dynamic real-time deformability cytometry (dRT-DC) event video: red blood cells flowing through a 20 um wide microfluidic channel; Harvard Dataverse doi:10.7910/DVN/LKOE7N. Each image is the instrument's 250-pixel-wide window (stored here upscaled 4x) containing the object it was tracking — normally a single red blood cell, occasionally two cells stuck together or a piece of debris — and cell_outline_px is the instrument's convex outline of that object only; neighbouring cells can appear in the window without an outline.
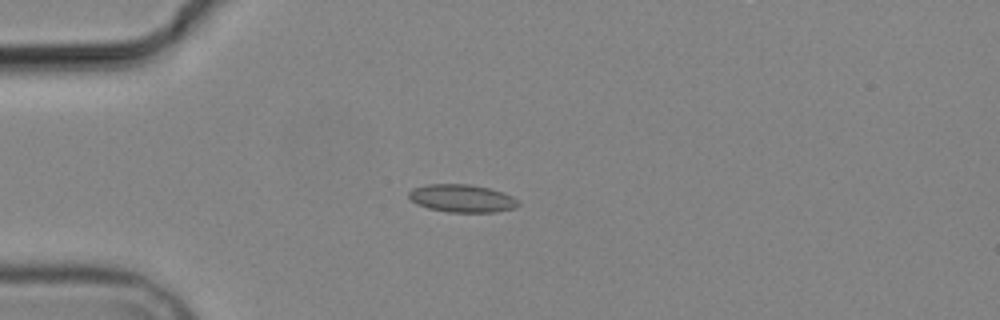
{"species": "common noctule bat (a hibernating species)", "species_latin": "Nyctalus noctula", "temperature_condition": "cold", "stored_images_in_passage": 9, "camera_frame_rate_fps": 3000, "um_per_image_px": 0.085, "animal": {"sex": "male", "body_mass_g": 19.2, "forearm_length_mm": 51.8}, "frame": {"image": 1, "passage_image": 4, "time_ms": 3.667, "image_size_px": [1000, 320], "cell_outline_px": [[520, 204], [516, 208], [496, 212], [448, 212], [428, 208], [416, 204], [408, 196], [408, 192], [412, 188], [428, 184], [468, 184], [488, 188], [504, 192], [512, 196]], "centroid_in_image_um": [39.26, 16.86], "position_along_channel_um": 45.7, "area_um2": 17.8}}
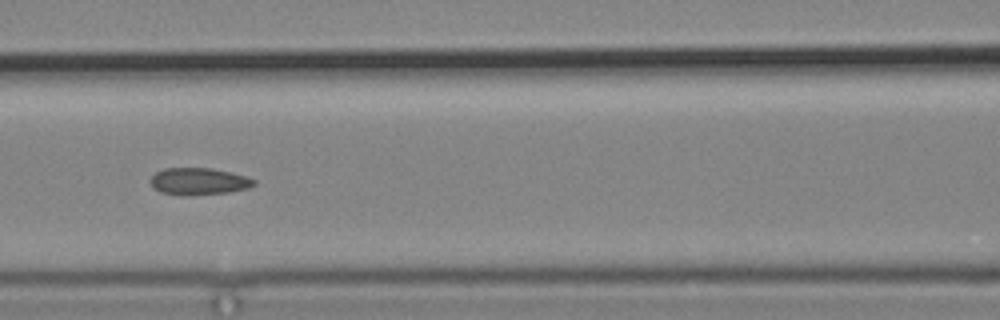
{"frame": {"image": 2, "passage_image": 7, "time_ms": 7.0, "image_size_px": [1000, 320], "cell_outline_px": [[256, 184], [248, 188], [228, 192], [188, 196], [184, 196], [160, 192], [152, 188], [148, 180], [156, 172], [164, 168], [212, 168], [232, 172], [248, 176], [256, 180]], "centroid_in_image_um": [16.88, 15.42], "position_along_channel_um": 149.7, "area_um2": 16.65}}
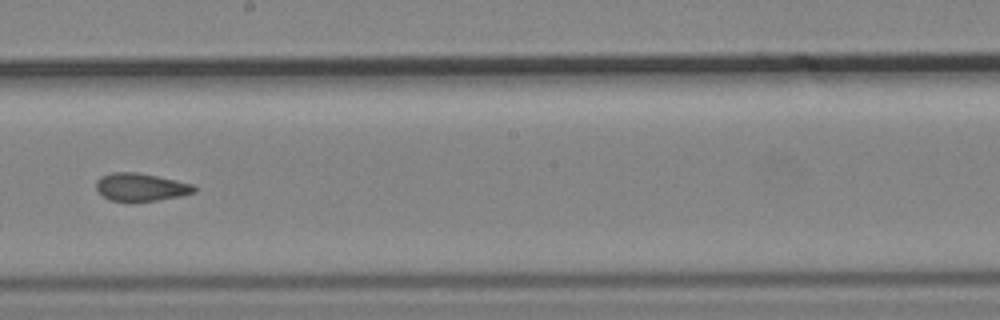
{"frame": {"image": 3, "passage_image": 9, "time_ms": 9.333, "image_size_px": [1000, 320], "cell_outline_px": [[196, 192], [180, 196], [156, 200], [112, 200], [104, 196], [96, 188], [96, 180], [100, 176], [112, 172], [136, 172], [176, 180], [192, 184], [196, 188]], "centroid_in_image_um": [11.97, 15.88], "position_along_channel_um": 236.2, "area_um2": 15.55}}